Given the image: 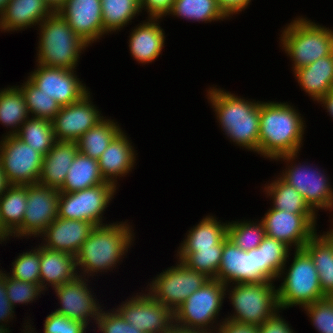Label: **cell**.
<instances>
[{
	"mask_svg": "<svg viewBox=\"0 0 333 333\" xmlns=\"http://www.w3.org/2000/svg\"><path fill=\"white\" fill-rule=\"evenodd\" d=\"M300 112L288 102H260L259 155L277 157L299 153L306 123Z\"/></svg>",
	"mask_w": 333,
	"mask_h": 333,
	"instance_id": "cell-1",
	"label": "cell"
},
{
	"mask_svg": "<svg viewBox=\"0 0 333 333\" xmlns=\"http://www.w3.org/2000/svg\"><path fill=\"white\" fill-rule=\"evenodd\" d=\"M206 93L219 127L230 142L259 154L261 101L246 100L216 86Z\"/></svg>",
	"mask_w": 333,
	"mask_h": 333,
	"instance_id": "cell-2",
	"label": "cell"
},
{
	"mask_svg": "<svg viewBox=\"0 0 333 333\" xmlns=\"http://www.w3.org/2000/svg\"><path fill=\"white\" fill-rule=\"evenodd\" d=\"M127 222H110L93 228L75 255L79 276L93 277L119 265L135 239L133 227Z\"/></svg>",
	"mask_w": 333,
	"mask_h": 333,
	"instance_id": "cell-3",
	"label": "cell"
},
{
	"mask_svg": "<svg viewBox=\"0 0 333 333\" xmlns=\"http://www.w3.org/2000/svg\"><path fill=\"white\" fill-rule=\"evenodd\" d=\"M38 28L37 64L77 69L81 54L90 45L72 30L58 12H53Z\"/></svg>",
	"mask_w": 333,
	"mask_h": 333,
	"instance_id": "cell-4",
	"label": "cell"
},
{
	"mask_svg": "<svg viewBox=\"0 0 333 333\" xmlns=\"http://www.w3.org/2000/svg\"><path fill=\"white\" fill-rule=\"evenodd\" d=\"M286 25L280 31V47L290 57L293 71L333 52V29L302 16Z\"/></svg>",
	"mask_w": 333,
	"mask_h": 333,
	"instance_id": "cell-5",
	"label": "cell"
},
{
	"mask_svg": "<svg viewBox=\"0 0 333 333\" xmlns=\"http://www.w3.org/2000/svg\"><path fill=\"white\" fill-rule=\"evenodd\" d=\"M294 251L291 265L288 269L285 265L277 278L279 281L283 278L281 285L276 287L280 310L293 306L303 308L326 298L321 290L318 271L310 255L304 249Z\"/></svg>",
	"mask_w": 333,
	"mask_h": 333,
	"instance_id": "cell-6",
	"label": "cell"
},
{
	"mask_svg": "<svg viewBox=\"0 0 333 333\" xmlns=\"http://www.w3.org/2000/svg\"><path fill=\"white\" fill-rule=\"evenodd\" d=\"M225 296L226 285L217 279H209L173 312L174 326L183 330L216 333L225 320L218 321Z\"/></svg>",
	"mask_w": 333,
	"mask_h": 333,
	"instance_id": "cell-7",
	"label": "cell"
},
{
	"mask_svg": "<svg viewBox=\"0 0 333 333\" xmlns=\"http://www.w3.org/2000/svg\"><path fill=\"white\" fill-rule=\"evenodd\" d=\"M275 287L274 281L226 285V295L229 296L234 312L225 319L238 324L260 326L280 310Z\"/></svg>",
	"mask_w": 333,
	"mask_h": 333,
	"instance_id": "cell-8",
	"label": "cell"
},
{
	"mask_svg": "<svg viewBox=\"0 0 333 333\" xmlns=\"http://www.w3.org/2000/svg\"><path fill=\"white\" fill-rule=\"evenodd\" d=\"M299 153L283 155L274 161L287 165L279 177L300 193L309 207L318 215V210H333V187L326 171L310 164L296 163ZM290 164V165H289ZM327 176V177H326Z\"/></svg>",
	"mask_w": 333,
	"mask_h": 333,
	"instance_id": "cell-9",
	"label": "cell"
},
{
	"mask_svg": "<svg viewBox=\"0 0 333 333\" xmlns=\"http://www.w3.org/2000/svg\"><path fill=\"white\" fill-rule=\"evenodd\" d=\"M162 270L145 289L157 302L174 312L194 291L210 278L187 268L181 261Z\"/></svg>",
	"mask_w": 333,
	"mask_h": 333,
	"instance_id": "cell-10",
	"label": "cell"
},
{
	"mask_svg": "<svg viewBox=\"0 0 333 333\" xmlns=\"http://www.w3.org/2000/svg\"><path fill=\"white\" fill-rule=\"evenodd\" d=\"M116 187L105 182L73 193L59 192L57 217L87 221L95 226L104 225V211L110 205Z\"/></svg>",
	"mask_w": 333,
	"mask_h": 333,
	"instance_id": "cell-11",
	"label": "cell"
},
{
	"mask_svg": "<svg viewBox=\"0 0 333 333\" xmlns=\"http://www.w3.org/2000/svg\"><path fill=\"white\" fill-rule=\"evenodd\" d=\"M0 140V162L10 185L38 183L43 155L32 149L15 135L2 134Z\"/></svg>",
	"mask_w": 333,
	"mask_h": 333,
	"instance_id": "cell-12",
	"label": "cell"
},
{
	"mask_svg": "<svg viewBox=\"0 0 333 333\" xmlns=\"http://www.w3.org/2000/svg\"><path fill=\"white\" fill-rule=\"evenodd\" d=\"M59 189L39 183L27 185V208L22 224L12 233L14 237H40L57 218Z\"/></svg>",
	"mask_w": 333,
	"mask_h": 333,
	"instance_id": "cell-13",
	"label": "cell"
},
{
	"mask_svg": "<svg viewBox=\"0 0 333 333\" xmlns=\"http://www.w3.org/2000/svg\"><path fill=\"white\" fill-rule=\"evenodd\" d=\"M136 293L115 309L123 319L145 333H167L174 326V314L148 292Z\"/></svg>",
	"mask_w": 333,
	"mask_h": 333,
	"instance_id": "cell-14",
	"label": "cell"
},
{
	"mask_svg": "<svg viewBox=\"0 0 333 333\" xmlns=\"http://www.w3.org/2000/svg\"><path fill=\"white\" fill-rule=\"evenodd\" d=\"M216 279L225 285L263 282L262 249L243 251L226 235Z\"/></svg>",
	"mask_w": 333,
	"mask_h": 333,
	"instance_id": "cell-15",
	"label": "cell"
},
{
	"mask_svg": "<svg viewBox=\"0 0 333 333\" xmlns=\"http://www.w3.org/2000/svg\"><path fill=\"white\" fill-rule=\"evenodd\" d=\"M317 214H293L269 208L261 217L266 236L284 242L292 249H303L317 231Z\"/></svg>",
	"mask_w": 333,
	"mask_h": 333,
	"instance_id": "cell-16",
	"label": "cell"
},
{
	"mask_svg": "<svg viewBox=\"0 0 333 333\" xmlns=\"http://www.w3.org/2000/svg\"><path fill=\"white\" fill-rule=\"evenodd\" d=\"M36 65L27 78L61 107L79 101L90 90L80 81L76 69Z\"/></svg>",
	"mask_w": 333,
	"mask_h": 333,
	"instance_id": "cell-17",
	"label": "cell"
},
{
	"mask_svg": "<svg viewBox=\"0 0 333 333\" xmlns=\"http://www.w3.org/2000/svg\"><path fill=\"white\" fill-rule=\"evenodd\" d=\"M88 280V278L78 275L75 279L52 289L55 290L59 300L58 303L60 304V307L55 312L80 321L87 326L93 321L96 324L103 306L94 297L95 293H92V287L89 286Z\"/></svg>",
	"mask_w": 333,
	"mask_h": 333,
	"instance_id": "cell-18",
	"label": "cell"
},
{
	"mask_svg": "<svg viewBox=\"0 0 333 333\" xmlns=\"http://www.w3.org/2000/svg\"><path fill=\"white\" fill-rule=\"evenodd\" d=\"M91 99L89 91L79 101L61 107L52 120L55 140L76 142L105 118Z\"/></svg>",
	"mask_w": 333,
	"mask_h": 333,
	"instance_id": "cell-19",
	"label": "cell"
},
{
	"mask_svg": "<svg viewBox=\"0 0 333 333\" xmlns=\"http://www.w3.org/2000/svg\"><path fill=\"white\" fill-rule=\"evenodd\" d=\"M57 12L89 45L107 35L103 29L101 0H67Z\"/></svg>",
	"mask_w": 333,
	"mask_h": 333,
	"instance_id": "cell-20",
	"label": "cell"
},
{
	"mask_svg": "<svg viewBox=\"0 0 333 333\" xmlns=\"http://www.w3.org/2000/svg\"><path fill=\"white\" fill-rule=\"evenodd\" d=\"M94 224L75 219L57 217L40 236L44 247L76 255L81 245L88 239Z\"/></svg>",
	"mask_w": 333,
	"mask_h": 333,
	"instance_id": "cell-21",
	"label": "cell"
},
{
	"mask_svg": "<svg viewBox=\"0 0 333 333\" xmlns=\"http://www.w3.org/2000/svg\"><path fill=\"white\" fill-rule=\"evenodd\" d=\"M126 134L121 130L98 159L101 176L116 187L117 178L120 180V177H126L132 172L137 160L136 155H138Z\"/></svg>",
	"mask_w": 333,
	"mask_h": 333,
	"instance_id": "cell-22",
	"label": "cell"
},
{
	"mask_svg": "<svg viewBox=\"0 0 333 333\" xmlns=\"http://www.w3.org/2000/svg\"><path fill=\"white\" fill-rule=\"evenodd\" d=\"M159 19L146 18L129 33L128 47L131 57L138 63H151L161 55L165 45V32Z\"/></svg>",
	"mask_w": 333,
	"mask_h": 333,
	"instance_id": "cell-23",
	"label": "cell"
},
{
	"mask_svg": "<svg viewBox=\"0 0 333 333\" xmlns=\"http://www.w3.org/2000/svg\"><path fill=\"white\" fill-rule=\"evenodd\" d=\"M53 11L44 0H9L0 14V31H24L44 21Z\"/></svg>",
	"mask_w": 333,
	"mask_h": 333,
	"instance_id": "cell-24",
	"label": "cell"
},
{
	"mask_svg": "<svg viewBox=\"0 0 333 333\" xmlns=\"http://www.w3.org/2000/svg\"><path fill=\"white\" fill-rule=\"evenodd\" d=\"M78 276L75 256L40 244V287L56 288ZM48 285V286H47Z\"/></svg>",
	"mask_w": 333,
	"mask_h": 333,
	"instance_id": "cell-25",
	"label": "cell"
},
{
	"mask_svg": "<svg viewBox=\"0 0 333 333\" xmlns=\"http://www.w3.org/2000/svg\"><path fill=\"white\" fill-rule=\"evenodd\" d=\"M77 152L78 147L75 141L56 140L49 152L43 156L38 183L49 188L60 189Z\"/></svg>",
	"mask_w": 333,
	"mask_h": 333,
	"instance_id": "cell-26",
	"label": "cell"
},
{
	"mask_svg": "<svg viewBox=\"0 0 333 333\" xmlns=\"http://www.w3.org/2000/svg\"><path fill=\"white\" fill-rule=\"evenodd\" d=\"M293 73L303 91L317 102L333 89V52Z\"/></svg>",
	"mask_w": 333,
	"mask_h": 333,
	"instance_id": "cell-27",
	"label": "cell"
},
{
	"mask_svg": "<svg viewBox=\"0 0 333 333\" xmlns=\"http://www.w3.org/2000/svg\"><path fill=\"white\" fill-rule=\"evenodd\" d=\"M330 228L323 234L316 232L303 247L315 264L326 297H333V227Z\"/></svg>",
	"mask_w": 333,
	"mask_h": 333,
	"instance_id": "cell-28",
	"label": "cell"
},
{
	"mask_svg": "<svg viewBox=\"0 0 333 333\" xmlns=\"http://www.w3.org/2000/svg\"><path fill=\"white\" fill-rule=\"evenodd\" d=\"M228 222L218 221L213 215H207L191 227L179 245L177 253H193L197 249L213 248L227 235Z\"/></svg>",
	"mask_w": 333,
	"mask_h": 333,
	"instance_id": "cell-29",
	"label": "cell"
},
{
	"mask_svg": "<svg viewBox=\"0 0 333 333\" xmlns=\"http://www.w3.org/2000/svg\"><path fill=\"white\" fill-rule=\"evenodd\" d=\"M105 182L99 170L98 160L77 152L59 192L73 193Z\"/></svg>",
	"mask_w": 333,
	"mask_h": 333,
	"instance_id": "cell-30",
	"label": "cell"
},
{
	"mask_svg": "<svg viewBox=\"0 0 333 333\" xmlns=\"http://www.w3.org/2000/svg\"><path fill=\"white\" fill-rule=\"evenodd\" d=\"M29 117L25 97L17 86L0 90V124L11 129L6 135H15Z\"/></svg>",
	"mask_w": 333,
	"mask_h": 333,
	"instance_id": "cell-31",
	"label": "cell"
},
{
	"mask_svg": "<svg viewBox=\"0 0 333 333\" xmlns=\"http://www.w3.org/2000/svg\"><path fill=\"white\" fill-rule=\"evenodd\" d=\"M122 130L118 122L105 118L87 130L77 141L78 152L98 160L113 138Z\"/></svg>",
	"mask_w": 333,
	"mask_h": 333,
	"instance_id": "cell-32",
	"label": "cell"
},
{
	"mask_svg": "<svg viewBox=\"0 0 333 333\" xmlns=\"http://www.w3.org/2000/svg\"><path fill=\"white\" fill-rule=\"evenodd\" d=\"M277 177L273 182L266 183L263 190L267 197L270 196V201H273L270 208L293 214H316L293 186L284 182L279 175Z\"/></svg>",
	"mask_w": 333,
	"mask_h": 333,
	"instance_id": "cell-33",
	"label": "cell"
},
{
	"mask_svg": "<svg viewBox=\"0 0 333 333\" xmlns=\"http://www.w3.org/2000/svg\"><path fill=\"white\" fill-rule=\"evenodd\" d=\"M169 15L199 23L229 19L219 7L217 0H175Z\"/></svg>",
	"mask_w": 333,
	"mask_h": 333,
	"instance_id": "cell-34",
	"label": "cell"
},
{
	"mask_svg": "<svg viewBox=\"0 0 333 333\" xmlns=\"http://www.w3.org/2000/svg\"><path fill=\"white\" fill-rule=\"evenodd\" d=\"M103 29L115 33L141 13L139 0H101Z\"/></svg>",
	"mask_w": 333,
	"mask_h": 333,
	"instance_id": "cell-35",
	"label": "cell"
},
{
	"mask_svg": "<svg viewBox=\"0 0 333 333\" xmlns=\"http://www.w3.org/2000/svg\"><path fill=\"white\" fill-rule=\"evenodd\" d=\"M27 185H10L0 197V215L4 226L13 233L23 222L27 208Z\"/></svg>",
	"mask_w": 333,
	"mask_h": 333,
	"instance_id": "cell-36",
	"label": "cell"
},
{
	"mask_svg": "<svg viewBox=\"0 0 333 333\" xmlns=\"http://www.w3.org/2000/svg\"><path fill=\"white\" fill-rule=\"evenodd\" d=\"M21 141L40 152L43 156L55 143L52 121L29 117L15 134Z\"/></svg>",
	"mask_w": 333,
	"mask_h": 333,
	"instance_id": "cell-37",
	"label": "cell"
},
{
	"mask_svg": "<svg viewBox=\"0 0 333 333\" xmlns=\"http://www.w3.org/2000/svg\"><path fill=\"white\" fill-rule=\"evenodd\" d=\"M262 249L263 282L276 281L279 273L289 261L292 249L284 242L265 236L258 246Z\"/></svg>",
	"mask_w": 333,
	"mask_h": 333,
	"instance_id": "cell-38",
	"label": "cell"
},
{
	"mask_svg": "<svg viewBox=\"0 0 333 333\" xmlns=\"http://www.w3.org/2000/svg\"><path fill=\"white\" fill-rule=\"evenodd\" d=\"M224 238L213 248L197 249L193 253H176L187 268L199 271L210 279H216L223 252Z\"/></svg>",
	"mask_w": 333,
	"mask_h": 333,
	"instance_id": "cell-39",
	"label": "cell"
},
{
	"mask_svg": "<svg viewBox=\"0 0 333 333\" xmlns=\"http://www.w3.org/2000/svg\"><path fill=\"white\" fill-rule=\"evenodd\" d=\"M227 236L236 246L243 251H250L259 246L266 236L263 222L238 220L228 221Z\"/></svg>",
	"mask_w": 333,
	"mask_h": 333,
	"instance_id": "cell-40",
	"label": "cell"
},
{
	"mask_svg": "<svg viewBox=\"0 0 333 333\" xmlns=\"http://www.w3.org/2000/svg\"><path fill=\"white\" fill-rule=\"evenodd\" d=\"M17 87L25 97L31 117L52 121L61 109V106L55 100L38 89L28 78L22 85H17Z\"/></svg>",
	"mask_w": 333,
	"mask_h": 333,
	"instance_id": "cell-41",
	"label": "cell"
},
{
	"mask_svg": "<svg viewBox=\"0 0 333 333\" xmlns=\"http://www.w3.org/2000/svg\"><path fill=\"white\" fill-rule=\"evenodd\" d=\"M36 247L15 257L9 276L40 286V245Z\"/></svg>",
	"mask_w": 333,
	"mask_h": 333,
	"instance_id": "cell-42",
	"label": "cell"
},
{
	"mask_svg": "<svg viewBox=\"0 0 333 333\" xmlns=\"http://www.w3.org/2000/svg\"><path fill=\"white\" fill-rule=\"evenodd\" d=\"M8 273L5 272V286L8 299L14 307L20 304L28 305L37 300L41 294H45L38 284L13 278Z\"/></svg>",
	"mask_w": 333,
	"mask_h": 333,
	"instance_id": "cell-43",
	"label": "cell"
},
{
	"mask_svg": "<svg viewBox=\"0 0 333 333\" xmlns=\"http://www.w3.org/2000/svg\"><path fill=\"white\" fill-rule=\"evenodd\" d=\"M318 333H333V298L326 297L302 308Z\"/></svg>",
	"mask_w": 333,
	"mask_h": 333,
	"instance_id": "cell-44",
	"label": "cell"
},
{
	"mask_svg": "<svg viewBox=\"0 0 333 333\" xmlns=\"http://www.w3.org/2000/svg\"><path fill=\"white\" fill-rule=\"evenodd\" d=\"M96 321V327L101 333H145L130 323L126 322L123 317L115 310V308L110 311L103 310Z\"/></svg>",
	"mask_w": 333,
	"mask_h": 333,
	"instance_id": "cell-45",
	"label": "cell"
},
{
	"mask_svg": "<svg viewBox=\"0 0 333 333\" xmlns=\"http://www.w3.org/2000/svg\"><path fill=\"white\" fill-rule=\"evenodd\" d=\"M87 325L52 311L44 321L43 333H86Z\"/></svg>",
	"mask_w": 333,
	"mask_h": 333,
	"instance_id": "cell-46",
	"label": "cell"
},
{
	"mask_svg": "<svg viewBox=\"0 0 333 333\" xmlns=\"http://www.w3.org/2000/svg\"><path fill=\"white\" fill-rule=\"evenodd\" d=\"M15 307L8 299L5 286V273L0 275V333H10L7 325L15 318ZM6 323V324H5ZM8 327V328H7ZM10 330V331H9Z\"/></svg>",
	"mask_w": 333,
	"mask_h": 333,
	"instance_id": "cell-47",
	"label": "cell"
},
{
	"mask_svg": "<svg viewBox=\"0 0 333 333\" xmlns=\"http://www.w3.org/2000/svg\"><path fill=\"white\" fill-rule=\"evenodd\" d=\"M175 0H139L140 10L146 11L148 18L163 19L170 14Z\"/></svg>",
	"mask_w": 333,
	"mask_h": 333,
	"instance_id": "cell-48",
	"label": "cell"
},
{
	"mask_svg": "<svg viewBox=\"0 0 333 333\" xmlns=\"http://www.w3.org/2000/svg\"><path fill=\"white\" fill-rule=\"evenodd\" d=\"M278 310L273 316L268 318L264 323L258 326L259 333H296L292 326L280 316Z\"/></svg>",
	"mask_w": 333,
	"mask_h": 333,
	"instance_id": "cell-49",
	"label": "cell"
},
{
	"mask_svg": "<svg viewBox=\"0 0 333 333\" xmlns=\"http://www.w3.org/2000/svg\"><path fill=\"white\" fill-rule=\"evenodd\" d=\"M217 3L226 16L232 18L233 15L239 14L248 8L251 0H217Z\"/></svg>",
	"mask_w": 333,
	"mask_h": 333,
	"instance_id": "cell-50",
	"label": "cell"
},
{
	"mask_svg": "<svg viewBox=\"0 0 333 333\" xmlns=\"http://www.w3.org/2000/svg\"><path fill=\"white\" fill-rule=\"evenodd\" d=\"M216 333H259L257 326L243 325L223 320Z\"/></svg>",
	"mask_w": 333,
	"mask_h": 333,
	"instance_id": "cell-51",
	"label": "cell"
},
{
	"mask_svg": "<svg viewBox=\"0 0 333 333\" xmlns=\"http://www.w3.org/2000/svg\"><path fill=\"white\" fill-rule=\"evenodd\" d=\"M317 103H320L322 107H324L329 114V116L333 120V89L327 93L324 97H321Z\"/></svg>",
	"mask_w": 333,
	"mask_h": 333,
	"instance_id": "cell-52",
	"label": "cell"
},
{
	"mask_svg": "<svg viewBox=\"0 0 333 333\" xmlns=\"http://www.w3.org/2000/svg\"><path fill=\"white\" fill-rule=\"evenodd\" d=\"M10 184L7 182L5 172L2 169L1 162H0V197L4 194Z\"/></svg>",
	"mask_w": 333,
	"mask_h": 333,
	"instance_id": "cell-53",
	"label": "cell"
},
{
	"mask_svg": "<svg viewBox=\"0 0 333 333\" xmlns=\"http://www.w3.org/2000/svg\"><path fill=\"white\" fill-rule=\"evenodd\" d=\"M53 12H57L67 0H44Z\"/></svg>",
	"mask_w": 333,
	"mask_h": 333,
	"instance_id": "cell-54",
	"label": "cell"
},
{
	"mask_svg": "<svg viewBox=\"0 0 333 333\" xmlns=\"http://www.w3.org/2000/svg\"><path fill=\"white\" fill-rule=\"evenodd\" d=\"M10 237L13 238V234L4 226L0 215V238L9 240Z\"/></svg>",
	"mask_w": 333,
	"mask_h": 333,
	"instance_id": "cell-55",
	"label": "cell"
},
{
	"mask_svg": "<svg viewBox=\"0 0 333 333\" xmlns=\"http://www.w3.org/2000/svg\"><path fill=\"white\" fill-rule=\"evenodd\" d=\"M167 333H203V332L183 330L173 326Z\"/></svg>",
	"mask_w": 333,
	"mask_h": 333,
	"instance_id": "cell-56",
	"label": "cell"
},
{
	"mask_svg": "<svg viewBox=\"0 0 333 333\" xmlns=\"http://www.w3.org/2000/svg\"><path fill=\"white\" fill-rule=\"evenodd\" d=\"M29 320L30 319H28V321L26 322V323H24V324H26V325H24V326H22V327H24V329H23V333H37L36 331H35V328H32L33 326L30 324L31 322H29ZM28 324V325H27ZM35 331V332H34Z\"/></svg>",
	"mask_w": 333,
	"mask_h": 333,
	"instance_id": "cell-57",
	"label": "cell"
},
{
	"mask_svg": "<svg viewBox=\"0 0 333 333\" xmlns=\"http://www.w3.org/2000/svg\"><path fill=\"white\" fill-rule=\"evenodd\" d=\"M9 0H0V14L4 11Z\"/></svg>",
	"mask_w": 333,
	"mask_h": 333,
	"instance_id": "cell-58",
	"label": "cell"
},
{
	"mask_svg": "<svg viewBox=\"0 0 333 333\" xmlns=\"http://www.w3.org/2000/svg\"><path fill=\"white\" fill-rule=\"evenodd\" d=\"M4 241L7 242V239H5V238H0V244L4 243ZM3 272H5V271H2V269H0V275H1Z\"/></svg>",
	"mask_w": 333,
	"mask_h": 333,
	"instance_id": "cell-59",
	"label": "cell"
}]
</instances>
